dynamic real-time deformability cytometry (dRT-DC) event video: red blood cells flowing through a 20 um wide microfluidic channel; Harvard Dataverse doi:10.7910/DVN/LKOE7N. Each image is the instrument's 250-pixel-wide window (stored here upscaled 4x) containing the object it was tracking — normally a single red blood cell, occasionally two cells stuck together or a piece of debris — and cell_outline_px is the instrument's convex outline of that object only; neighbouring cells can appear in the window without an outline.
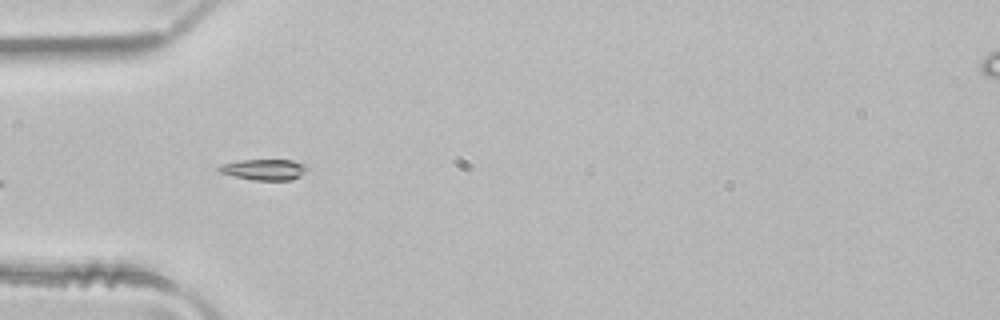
{"species": "common noctule bat (a hibernating species)", "species_latin": "Nyctalus noctula", "temperature_condition": "room temperature", "stored_images_in_passage": 4, "camera_frame_rate_fps": 3000, "um_per_image_px": 0.085, "animal": {"sex": "male", "body_mass_g": 21.5, "forearm_length_mm": 52.0}, "frame": {"image": 1, "passage_image": 3, "time_ms": 0.667, "image_size_px": [1000, 320], "cell_outline_px": [[308, 168], [300, 176], [292, 180], [252, 180], [220, 172], [216, 168], [220, 164], [240, 160], [292, 160], [304, 164]], "centroid_in_image_um": [22.44, 14.41], "position_along_channel_um": 62.6, "area_um2": 10.69}}